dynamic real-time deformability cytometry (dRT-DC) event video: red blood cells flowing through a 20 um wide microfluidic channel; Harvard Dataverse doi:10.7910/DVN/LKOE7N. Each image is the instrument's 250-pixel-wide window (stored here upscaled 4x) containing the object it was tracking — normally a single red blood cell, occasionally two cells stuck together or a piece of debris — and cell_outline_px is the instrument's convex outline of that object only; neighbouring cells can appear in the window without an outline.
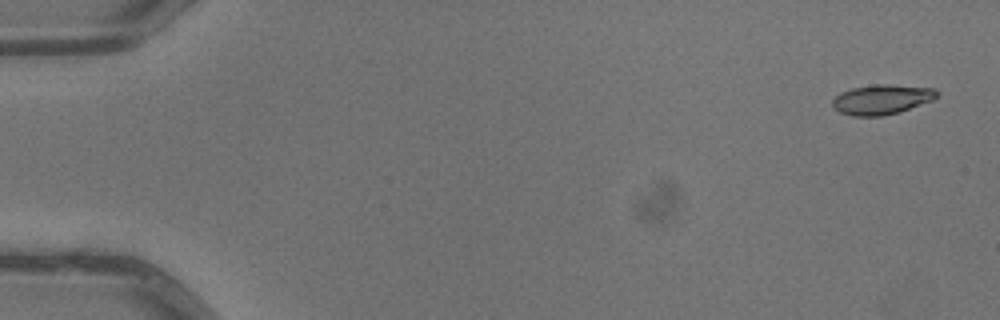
{"species": "common noctule bat (a hibernating species)", "species_latin": "Nyctalus noctula", "temperature_condition": "warm", "stored_images_in_passage": 3, "camera_frame_rate_fps": 3000, "um_per_image_px": 0.085, "animal": {"sex": "male", "body_mass_g": 13.3}, "frame": {"image": 1, "passage_image": 1, "time_ms": 0.0, "image_size_px": [1000, 320], "cell_outline_px": [[940, 92], [932, 100], [900, 112], [880, 116], [852, 116], [840, 112], [832, 104], [832, 100], [840, 92], [852, 88], [876, 84], [892, 84], [936, 88]], "centroid_in_image_um": [74.97, 8.44], "position_along_channel_um": 10.0, "area_um2": 18.21}}